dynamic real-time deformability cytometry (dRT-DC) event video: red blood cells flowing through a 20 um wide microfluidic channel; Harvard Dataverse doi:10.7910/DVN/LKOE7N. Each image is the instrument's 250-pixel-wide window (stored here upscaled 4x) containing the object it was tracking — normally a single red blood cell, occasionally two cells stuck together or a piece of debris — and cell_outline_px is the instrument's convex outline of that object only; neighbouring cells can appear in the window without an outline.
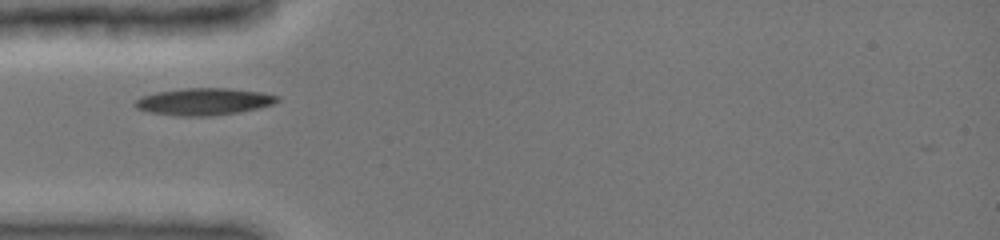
{"species": "common noctule bat (a hibernating species)", "species_latin": "Nyctalus noctula", "temperature_condition": "cold", "stored_images_in_passage": 23, "camera_frame_rate_fps": 3000, "um_per_image_px": 0.085, "animal": {"sex": "female", "body_mass_g": 19.0, "forearm_length_mm": 51.5}, "frame": {"image": 1, "passage_image": 1, "time_ms": 0.0, "image_size_px": [1000, 240], "cell_outline_px": [[280, 100], [272, 104], [240, 112], [212, 116], [176, 116], [148, 112], [136, 108], [132, 104], [140, 96], [156, 92], [184, 88], [228, 88], [260, 92], [280, 96]], "centroid_in_image_um": [17.28, 8.64], "position_along_channel_um": 67.7, "area_um2": 22.54}}
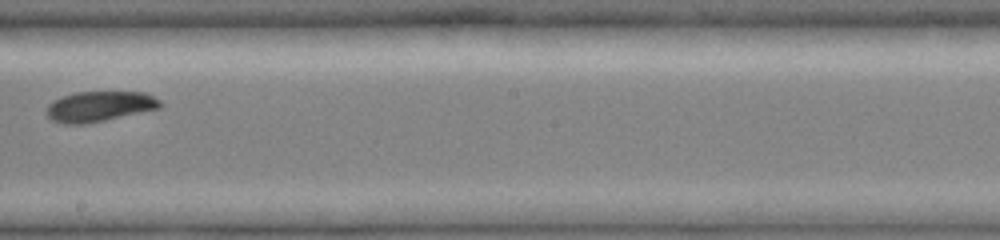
{"frame": {"image": 2, "passage_image": 7, "time_ms": 4.333, "image_size_px": [1000, 240], "cell_outline_px": [[164, 104], [160, 108], [88, 124], [64, 124], [52, 120], [44, 112], [48, 104], [64, 96], [76, 92], [144, 92], [160, 100]], "centroid_in_image_um": [8.46, 9.05], "position_along_channel_um": 239.7, "area_um2": 20.11}}
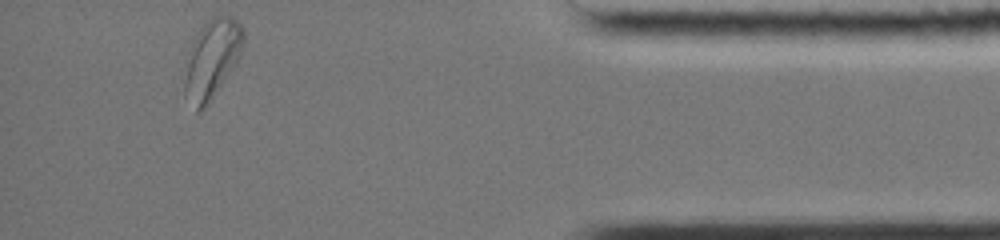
{"frame": {"image": 3, "passage_image": 23, "time_ms": 9.667, "image_size_px": [1000, 240], "cell_outline_px": [[244, 44], [240, 56], [236, 64], [204, 108], [200, 112], [196, 112], [184, 96], [184, 60], [188, 48], [192, 40], [200, 28], [212, 16], [232, 16], [244, 28]], "centroid_in_image_um": [17.98, 5.0], "position_along_channel_um": 417.2, "area_um2": 27.57}, "authors_computed_cell_mechanics": {"area_um2": 21.0392, "velocity_mm_per_s": 3.9857, "shape_relaxation_time_tau1_ms": 0.7178, "shape_relaxation_time_tau2_ms": null, "deformation_change_tau1": 0.0827, "deformation_change_tau2": null}}